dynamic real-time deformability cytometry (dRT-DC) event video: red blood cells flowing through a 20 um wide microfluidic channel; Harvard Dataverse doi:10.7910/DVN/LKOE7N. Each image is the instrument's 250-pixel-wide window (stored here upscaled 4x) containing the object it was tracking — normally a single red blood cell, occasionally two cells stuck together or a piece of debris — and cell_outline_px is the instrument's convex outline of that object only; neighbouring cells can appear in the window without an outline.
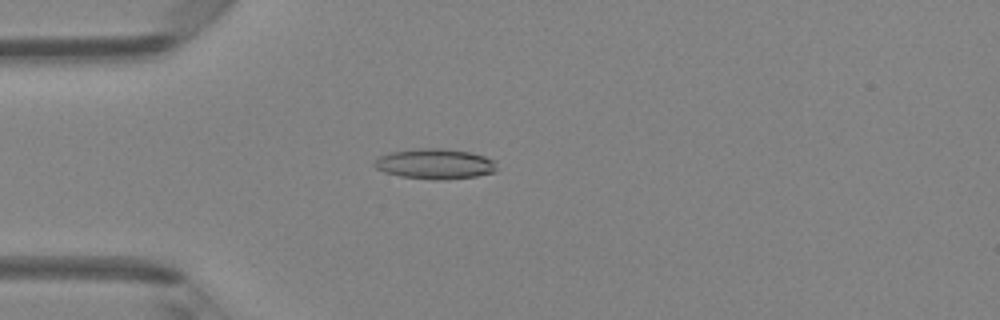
{"species": "Egyptian fruit bat (a non-hibernating species)", "species_latin": "Rousettus aegyptiacus", "temperature_condition": "room temperature", "stored_images_in_passage": 47, "camera_frame_rate_fps": 3000, "um_per_image_px": 0.085, "animal": {"sex": "female"}, "frame": {"image": 1, "passage_image": 12, "time_ms": 3.667, "image_size_px": [1000, 320], "cell_outline_px": [[496, 172], [476, 176], [444, 180], [432, 180], [400, 176], [384, 172], [376, 168], [372, 164], [380, 156], [388, 152], [412, 148], [444, 148], [468, 152], [484, 156], [492, 160], [496, 168]], "centroid_in_image_um": [36.92, 13.93], "position_along_channel_um": 48.1, "area_um2": 21.73}}
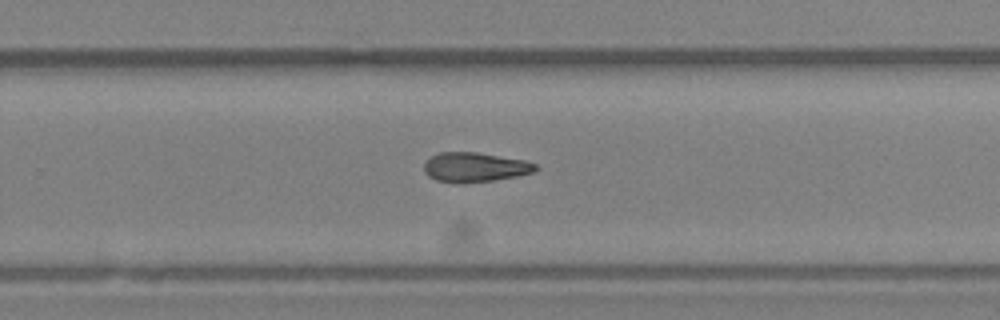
{"frame": {"image": 2, "passage_image": 30, "time_ms": 9.667, "image_size_px": [1000, 320], "cell_outline_px": [[536, 168], [532, 172], [516, 176], [492, 180], [436, 180], [428, 176], [424, 172], [424, 164], [432, 156], [440, 152], [476, 152], [524, 160], [536, 164]], "centroid_in_image_um": [40.36, 14.16], "position_along_channel_um": 289.4, "area_um2": 18.21}}
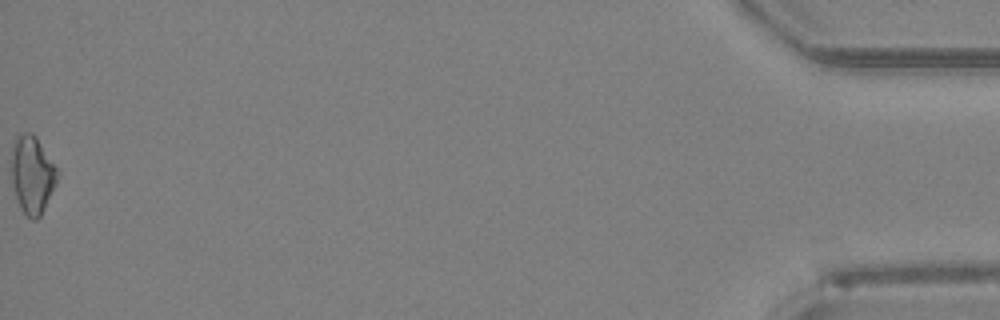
{"frame": {"image": 3, "passage_image": 47, "time_ms": 15.333, "image_size_px": [1000, 320], "cell_outline_px": [[60, 176], [40, 216], [36, 220], [32, 220], [20, 208], [12, 184], [12, 148], [16, 140], [24, 132], [32, 132], [36, 136], [60, 172]], "centroid_in_image_um": [2.77, 14.85], "position_along_channel_um": 432.4, "area_um2": 20.63}}